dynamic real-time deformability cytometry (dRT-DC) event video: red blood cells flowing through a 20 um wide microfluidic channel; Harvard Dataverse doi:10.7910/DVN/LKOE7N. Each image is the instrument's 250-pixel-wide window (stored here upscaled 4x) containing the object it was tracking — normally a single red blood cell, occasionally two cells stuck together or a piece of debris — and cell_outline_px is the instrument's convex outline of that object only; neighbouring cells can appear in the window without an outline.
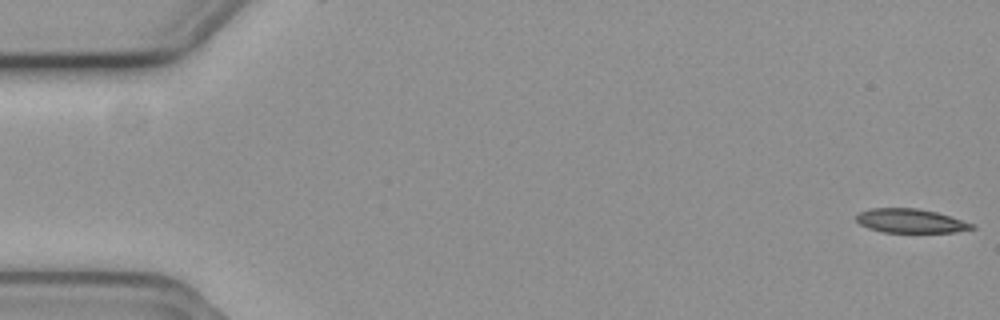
{"species": "common noctule bat (a hibernating species)", "species_latin": "Nyctalus noctula", "temperature_condition": "cold", "stored_images_in_passage": 12, "camera_frame_rate_fps": 3000, "um_per_image_px": 0.085, "animal": {"sex": "female", "body_mass_g": 19.3, "forearm_length_mm": 54.1}, "frame": {"image": 1, "passage_image": 1, "time_ms": 0.0, "image_size_px": [1000, 320], "cell_outline_px": [[976, 228], [952, 232], [884, 232], [868, 228], [860, 224], [856, 220], [856, 216], [860, 212], [868, 208], [916, 208], [936, 212], [972, 224]], "centroid_in_image_um": [77.33, 18.77], "position_along_channel_um": 7.7, "area_um2": 15.9}}